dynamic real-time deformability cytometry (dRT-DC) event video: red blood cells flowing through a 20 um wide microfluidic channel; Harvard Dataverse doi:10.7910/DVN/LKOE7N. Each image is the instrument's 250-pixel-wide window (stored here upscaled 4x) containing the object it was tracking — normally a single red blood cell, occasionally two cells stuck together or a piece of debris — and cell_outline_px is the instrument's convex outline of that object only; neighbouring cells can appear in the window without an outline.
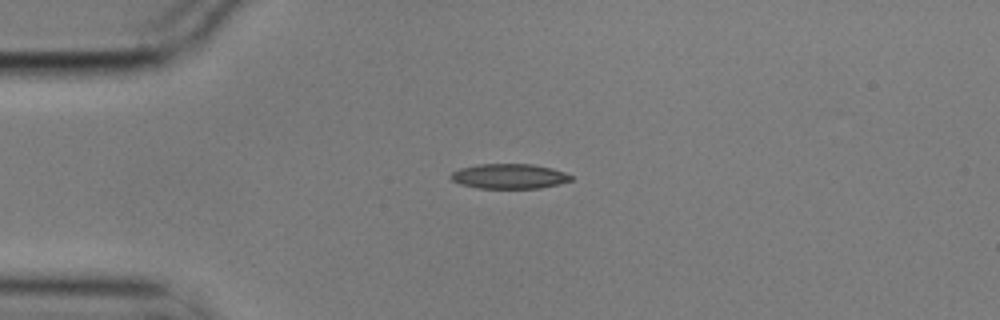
{"species": "common noctule bat (a hibernating species)", "species_latin": "Nyctalus noctula", "temperature_condition": "cold", "stored_images_in_passage": 9, "camera_frame_rate_fps": 3000, "um_per_image_px": 0.085, "animal": {"sex": "male", "body_mass_g": 17.9}, "frame": {"image": 1, "passage_image": 2, "time_ms": 0.333, "image_size_px": [1000, 320], "cell_outline_px": [[572, 180], [540, 188], [476, 188], [460, 184], [452, 180], [448, 176], [452, 172], [460, 168], [476, 164], [532, 164], [552, 168], [564, 172], [572, 176]], "centroid_in_image_um": [43.24, 14.98], "position_along_channel_um": 41.8, "area_um2": 17.46}}
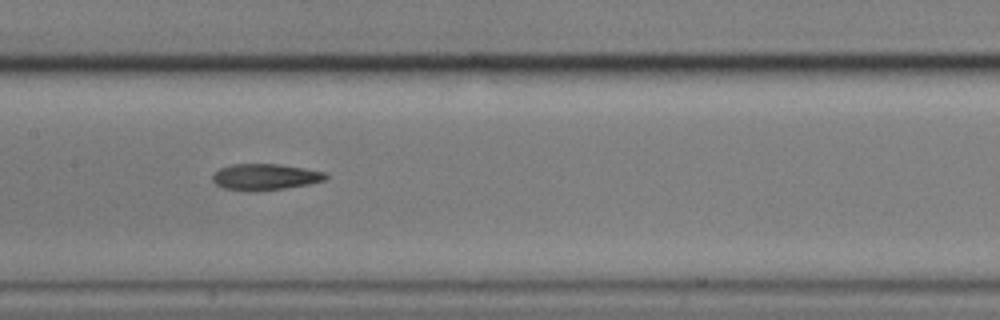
{"frame": {"image": 2, "passage_image": 6, "time_ms": 1.667, "image_size_px": [1000, 320], "cell_outline_px": [[328, 176], [324, 180], [308, 184], [284, 188], [256, 192], [248, 192], [224, 188], [216, 184], [212, 180], [212, 176], [220, 168], [232, 164], [280, 164], [304, 168], [324, 172]], "centroid_in_image_um": [22.5, 15.05], "position_along_channel_um": 184.9, "area_um2": 17.34}}
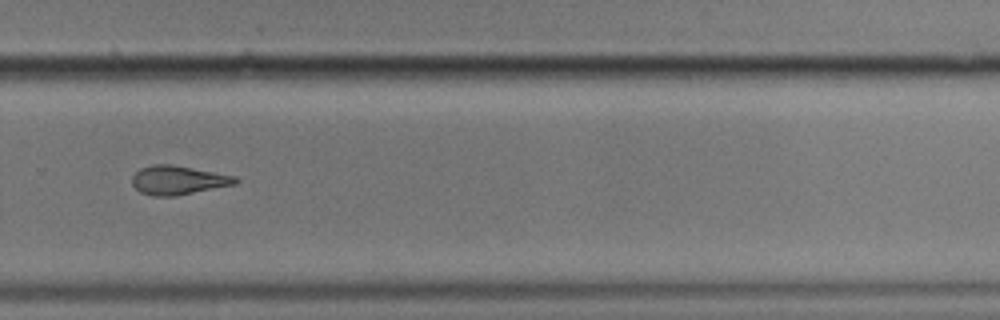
{"frame": {"image": 3, "passage_image": 9, "time_ms": 2.667, "image_size_px": [1000, 320], "cell_outline_px": [[240, 180], [236, 184], [176, 196], [152, 196], [140, 192], [132, 184], [132, 176], [140, 168], [152, 164], [172, 164], [236, 176]], "centroid_in_image_um": [15.14, 15.31], "position_along_channel_um": 314.7, "area_um2": 17.51}}